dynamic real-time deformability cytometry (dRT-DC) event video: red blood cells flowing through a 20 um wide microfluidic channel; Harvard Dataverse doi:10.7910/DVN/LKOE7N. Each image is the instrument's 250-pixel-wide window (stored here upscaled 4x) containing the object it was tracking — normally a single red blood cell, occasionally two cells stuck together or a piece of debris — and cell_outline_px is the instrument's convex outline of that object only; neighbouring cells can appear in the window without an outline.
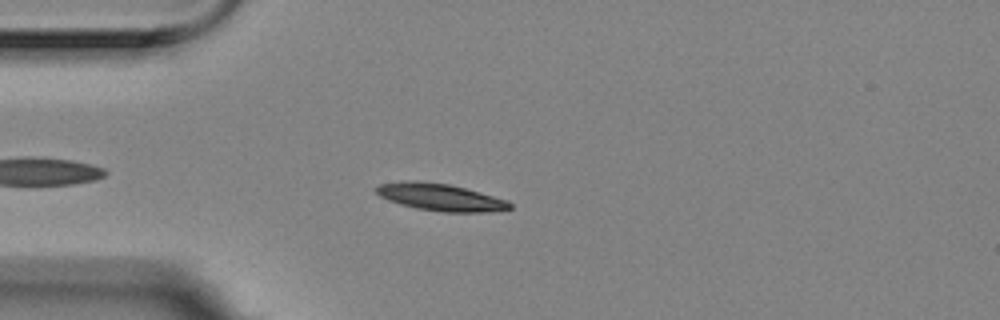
{"species": "Egyptian fruit bat (a non-hibernating species)", "species_latin": "Rousettus aegyptiacus", "temperature_condition": "room temperature", "stored_images_in_passage": 9, "camera_frame_rate_fps": 3000, "um_per_image_px": 0.085, "animal": {"sex": "female"}, "frame": {"image": 1, "passage_image": 2, "time_ms": 0.333, "image_size_px": [1000, 320], "cell_outline_px": [[512, 208], [488, 212], [444, 212], [416, 208], [400, 204], [388, 200], [380, 196], [376, 192], [376, 188], [380, 184], [404, 180], [416, 180], [448, 184], [464, 188], [508, 200], [512, 204]], "centroid_in_image_um": [37.42, 16.76], "position_along_channel_um": 47.6, "area_um2": 21.04}}
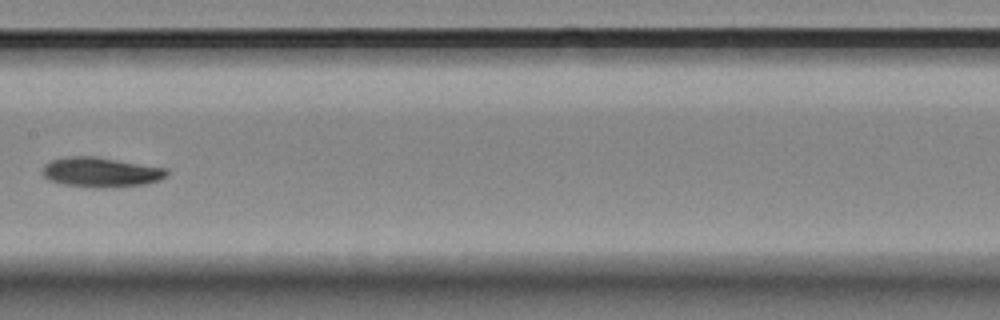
{"frame": {"image": 2, "passage_image": 6, "time_ms": 1.667, "image_size_px": [1000, 320], "cell_outline_px": [[168, 176], [160, 180], [148, 184], [96, 188], [92, 188], [64, 184], [52, 180], [44, 176], [44, 164], [48, 160], [64, 156], [96, 156], [168, 168]], "centroid_in_image_um": [8.61, 14.62], "position_along_channel_um": 198.8, "area_um2": 21.79}}
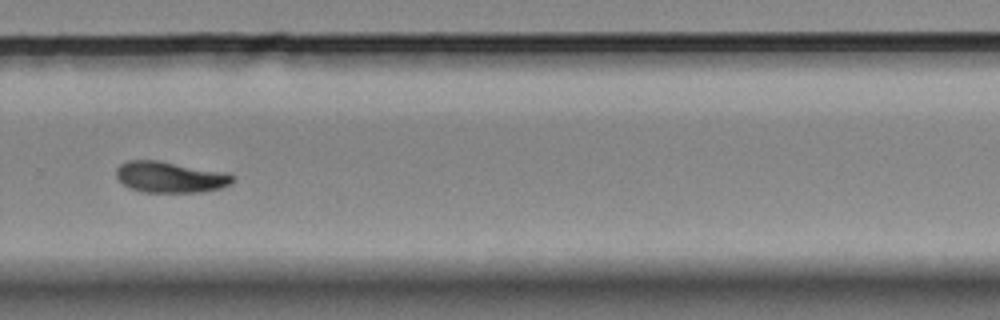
{"frame": {"image": 3, "passage_image": 9, "time_ms": 2.667, "image_size_px": [1000, 320], "cell_outline_px": [[232, 184], [220, 188], [200, 192], [140, 192], [124, 184], [116, 176], [116, 168], [120, 164], [128, 160], [156, 160], [228, 172], [232, 176]], "centroid_in_image_um": [14.46, 15.05], "position_along_channel_um": 315.3, "area_um2": 21.04}}